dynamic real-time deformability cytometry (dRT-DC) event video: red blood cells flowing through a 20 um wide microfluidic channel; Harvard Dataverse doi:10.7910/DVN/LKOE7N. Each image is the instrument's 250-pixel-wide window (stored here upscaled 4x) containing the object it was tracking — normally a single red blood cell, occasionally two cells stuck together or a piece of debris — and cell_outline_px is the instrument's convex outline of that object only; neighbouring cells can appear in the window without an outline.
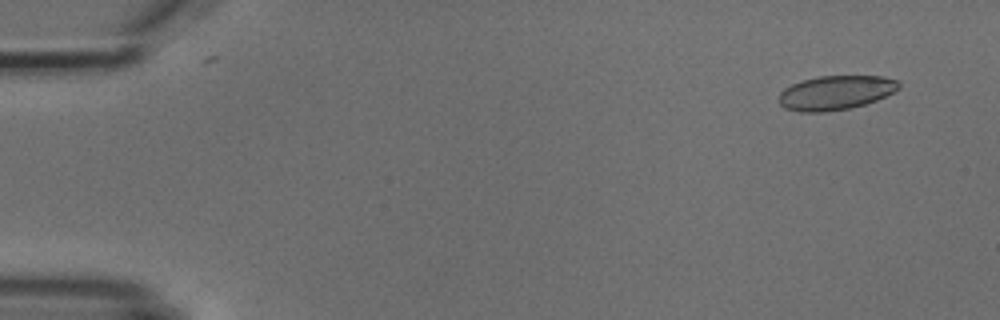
{"species": "common noctule bat (a hibernating species)", "species_latin": "Nyctalus noctula", "temperature_condition": "cold", "stored_images_in_passage": 8, "camera_frame_rate_fps": 3000, "um_per_image_px": 0.085, "animal": {"sex": "male", "body_mass_g": 18.8}, "frame": {"image": 1, "passage_image": 1, "time_ms": 0.0, "image_size_px": [1000, 320], "cell_outline_px": [[900, 88], [876, 100], [864, 104], [848, 108], [824, 112], [800, 112], [784, 108], [780, 104], [780, 92], [784, 88], [792, 84], [804, 80], [820, 76], [884, 76], [896, 80], [900, 84]], "centroid_in_image_um": [71.02, 7.88], "position_along_channel_um": 14.0, "area_um2": 23.7}}
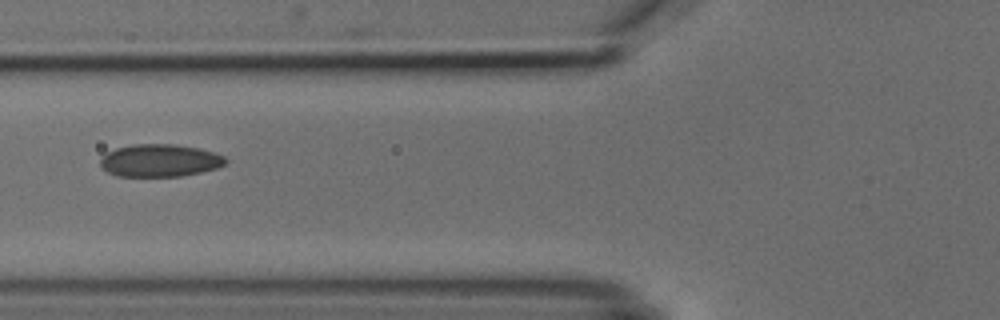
{"frame": {"image": 2, "passage_image": 5, "time_ms": 5.667, "image_size_px": [1000, 320], "cell_outline_px": [[228, 164], [216, 168], [200, 172], [180, 176], [116, 176], [100, 168], [100, 160], [104, 152], [116, 148], [132, 144], [172, 144], [196, 148], [212, 152], [224, 156], [228, 160]], "centroid_in_image_um": [13.54, 13.64], "position_along_channel_um": 112.3, "area_um2": 23.87}}
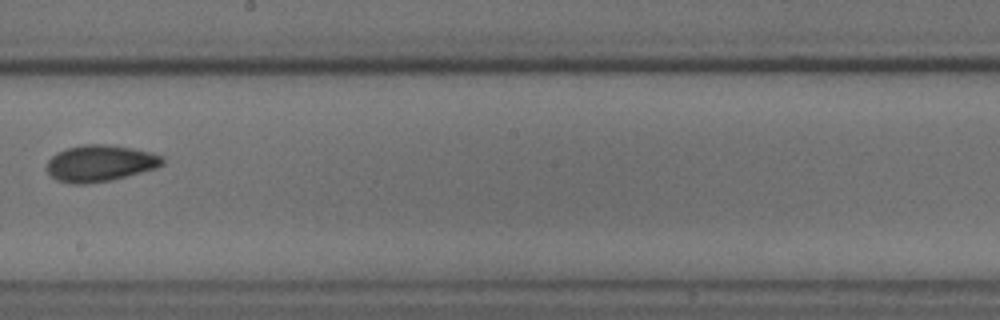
{"frame": {"image": 3, "passage_image": 8, "time_ms": 9.0, "image_size_px": [1000, 320], "cell_outline_px": [[164, 164], [156, 168], [112, 180], [84, 184], [72, 184], [56, 180], [48, 172], [48, 160], [56, 152], [68, 148], [84, 144], [108, 144], [132, 148], [152, 152], [164, 156]], "centroid_in_image_um": [8.54, 13.87], "position_along_channel_um": 239.7, "area_um2": 24.68}}